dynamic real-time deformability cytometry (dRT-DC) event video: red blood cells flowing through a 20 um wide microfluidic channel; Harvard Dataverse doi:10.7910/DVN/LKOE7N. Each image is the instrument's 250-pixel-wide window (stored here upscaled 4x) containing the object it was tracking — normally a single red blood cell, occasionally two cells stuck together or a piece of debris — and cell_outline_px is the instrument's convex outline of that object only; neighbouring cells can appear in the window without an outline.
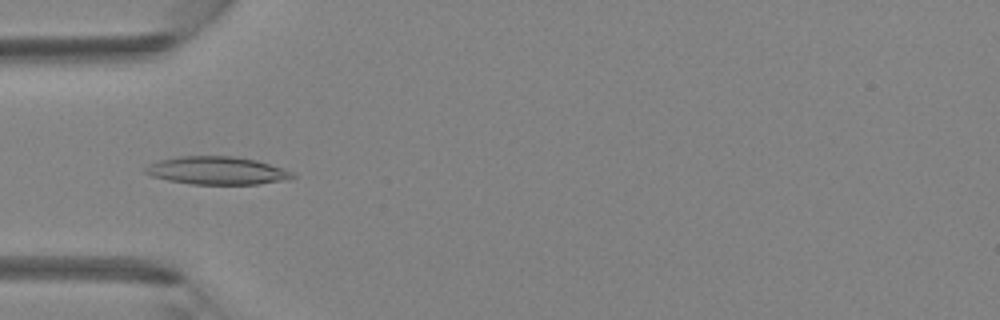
{"species": "Egyptian fruit bat (a non-hibernating species)", "species_latin": "Rousettus aegyptiacus", "temperature_condition": "room temperature", "stored_images_in_passage": 5, "camera_frame_rate_fps": 3000, "um_per_image_px": 0.085, "animal": {"sex": "female"}, "frame": {"image": 1, "passage_image": 4, "time_ms": 1.0, "image_size_px": [1000, 320], "cell_outline_px": [[296, 176], [288, 180], [256, 184], [192, 184], [168, 180], [152, 176], [144, 172], [144, 168], [148, 164], [160, 160], [180, 156], [232, 156], [256, 160], [284, 168], [292, 172]], "centroid_in_image_um": [18.45, 14.5], "position_along_channel_um": 66.5, "area_um2": 23.93}}
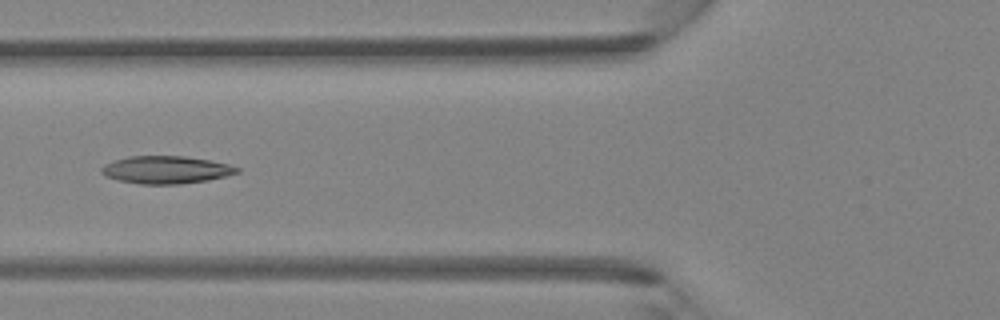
{"frame": {"image": 2, "passage_image": 5, "time_ms": 1.333, "image_size_px": [1000, 320], "cell_outline_px": [[240, 172], [208, 180], [180, 184], [140, 184], [120, 180], [104, 176], [100, 172], [100, 168], [104, 164], [128, 156], [184, 156], [208, 160], [228, 164], [240, 168]], "centroid_in_image_um": [14.09, 14.43], "position_along_channel_um": 111.7, "area_um2": 21.73}}